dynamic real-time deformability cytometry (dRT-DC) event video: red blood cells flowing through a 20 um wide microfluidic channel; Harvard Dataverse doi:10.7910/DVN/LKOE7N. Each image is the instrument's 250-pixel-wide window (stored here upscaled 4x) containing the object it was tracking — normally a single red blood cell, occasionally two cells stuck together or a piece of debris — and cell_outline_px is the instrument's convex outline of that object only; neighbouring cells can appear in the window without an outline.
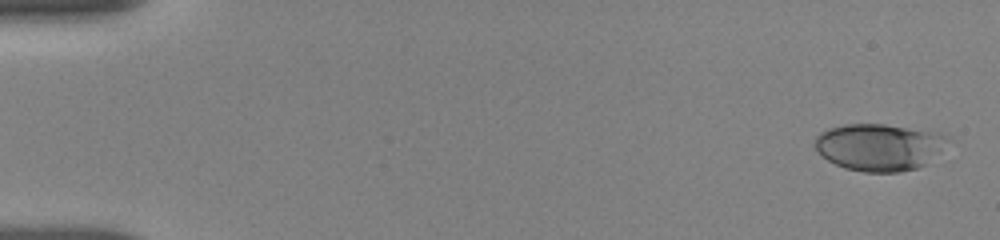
{"species": "human", "species_latin": "Homo sapiens", "temperature_condition": "room temperature", "stored_images_in_passage": 44, "camera_frame_rate_fps": 3000, "um_per_image_px": 0.085, "donor": {"sex": "female"}, "frame": {"image": 1, "passage_image": 1, "time_ms": 0.0, "image_size_px": [1000, 240], "cell_outline_px": [[940, 136], [924, 164], [916, 168], [900, 172], [864, 172], [844, 168], [828, 160], [812, 144], [816, 136], [820, 132], [828, 128], [844, 124], [884, 124], [940, 132]], "centroid_in_image_um": [74.48, 12.49], "position_along_channel_um": 10.5, "area_um2": 34.8}}
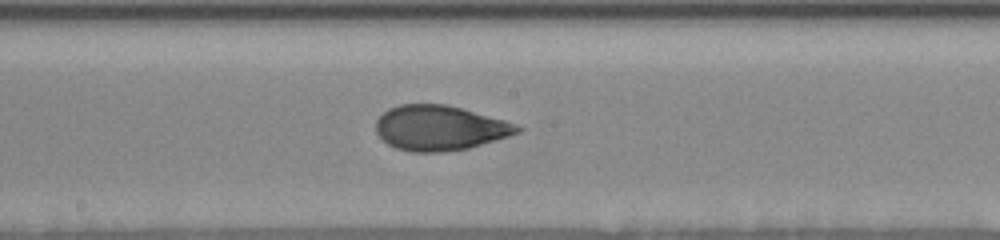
{"frame": {"image": 2, "passage_image": 22, "time_ms": 9.0, "image_size_px": [1000, 240], "cell_outline_px": [[524, 128], [520, 132], [508, 136], [468, 148], [444, 152], [412, 152], [396, 148], [388, 144], [376, 132], [376, 120], [388, 108], [400, 104], [444, 104], [460, 108], [504, 120], [516, 124]], "centroid_in_image_um": [37.36, 10.88], "position_along_channel_um": 210.8, "area_um2": 36.82}}
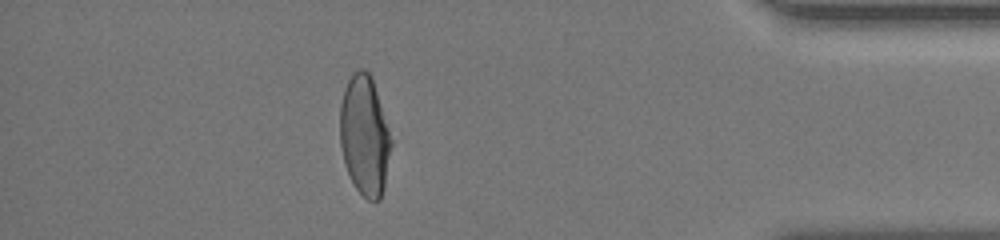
{"frame": {"image": 3, "passage_image": 39, "time_ms": 15.0, "image_size_px": [1000, 240], "cell_outline_px": [[392, 144], [384, 188], [380, 200], [368, 200], [356, 188], [344, 164], [340, 144], [340, 104], [344, 88], [352, 72], [360, 68], [364, 68], [372, 76], [392, 140]], "centroid_in_image_um": [30.99, 11.5], "position_along_channel_um": 404.2, "area_um2": 35.89}, "authors_computed_cell_mechanics": {"area_um2": 36.4718, "velocity_mm_per_s": 3.8278, "shape_relaxation_time_tau1_ms": 4.94, "shape_relaxation_time_tau2_ms": 1.2129, "deformation_change_tau1": 0.1745, "deformation_change_tau2": 0.0659}}